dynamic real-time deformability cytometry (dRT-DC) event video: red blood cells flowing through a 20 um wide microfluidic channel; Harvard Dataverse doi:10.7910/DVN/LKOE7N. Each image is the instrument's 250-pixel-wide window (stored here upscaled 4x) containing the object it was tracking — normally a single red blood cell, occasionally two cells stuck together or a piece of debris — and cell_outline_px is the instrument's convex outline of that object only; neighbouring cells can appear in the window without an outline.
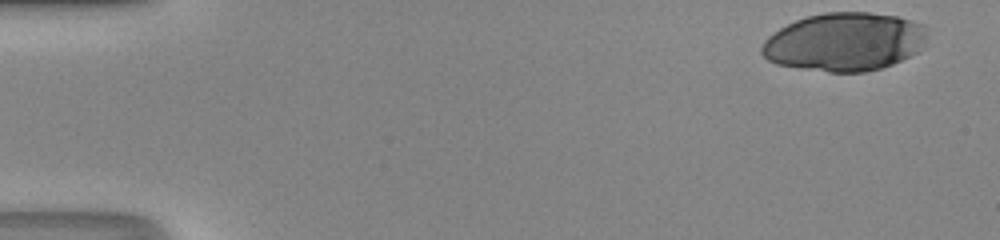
{"species": "human", "species_latin": "Homo sapiens", "temperature_condition": "room temperature", "stored_images_in_passage": 18, "camera_frame_rate_fps": 3000, "um_per_image_px": 0.085, "donor": {"sex": "male"}, "frame": {"image": 1, "passage_image": 1, "time_ms": 0.0, "image_size_px": [1000, 240], "cell_outline_px": [[928, 36], [924, 48], [892, 64], [880, 68], [864, 72], [828, 72], [800, 68], [776, 64], [768, 60], [760, 52], [760, 48], [764, 40], [768, 36], [780, 28], [796, 20], [808, 16], [824, 12], [868, 12], [896, 16], [912, 20], [924, 24]], "centroid_in_image_um": [71.8, 3.55], "position_along_channel_um": 13.2, "area_um2": 56.53}}